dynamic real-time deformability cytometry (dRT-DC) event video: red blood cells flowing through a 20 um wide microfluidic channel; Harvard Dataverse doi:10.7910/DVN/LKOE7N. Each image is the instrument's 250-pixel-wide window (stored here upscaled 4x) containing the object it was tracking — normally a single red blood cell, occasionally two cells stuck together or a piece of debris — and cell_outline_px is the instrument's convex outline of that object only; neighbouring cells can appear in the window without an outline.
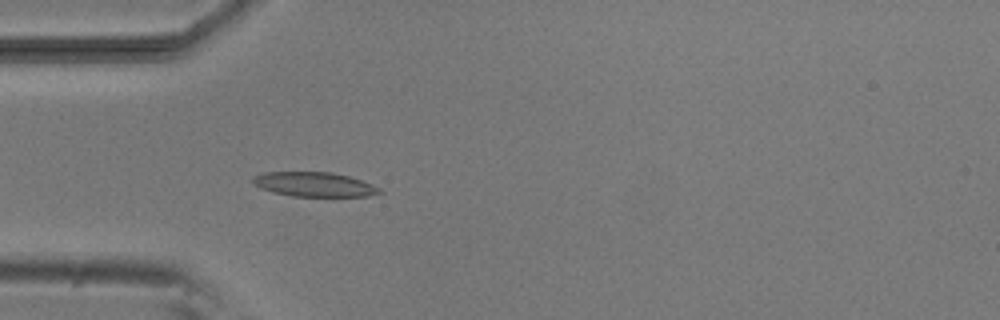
{"species": "common noctule bat (a hibernating species)", "species_latin": "Nyctalus noctula", "temperature_condition": "room temperature", "stored_images_in_passage": 3, "camera_frame_rate_fps": 3000, "um_per_image_px": 0.085, "animal": {"sex": "male", "body_mass_g": 20.5, "forearm_length_mm": 52.5}, "frame": {"image": 1, "passage_image": 3, "time_ms": 2.0, "image_size_px": [1000, 320], "cell_outline_px": [[384, 192], [368, 196], [292, 196], [272, 192], [260, 188], [252, 180], [252, 176], [264, 172], [332, 172], [348, 176], [372, 184], [380, 188]], "centroid_in_image_um": [26.71, 15.67], "position_along_channel_um": 58.3, "area_um2": 18.03}}